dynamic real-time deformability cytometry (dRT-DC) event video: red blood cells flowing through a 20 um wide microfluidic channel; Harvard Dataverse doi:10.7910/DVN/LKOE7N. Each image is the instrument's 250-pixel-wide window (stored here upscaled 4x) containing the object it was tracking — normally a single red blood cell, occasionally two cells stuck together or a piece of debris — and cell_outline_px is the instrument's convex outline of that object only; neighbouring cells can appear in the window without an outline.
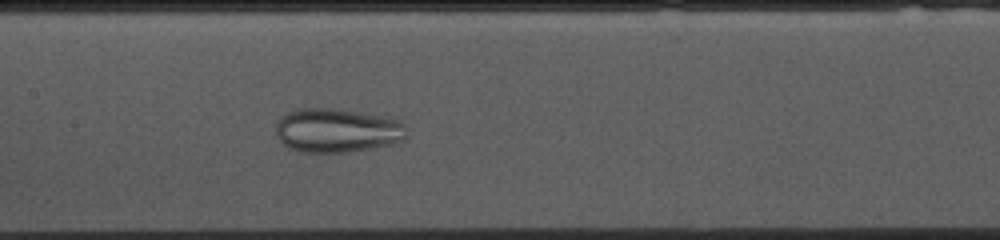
{"species": "common noctule bat (a hibernating species)", "species_latin": "Nyctalus noctula", "temperature_condition": "cold", "stored_images_in_passage": 53, "camera_frame_rate_fps": 3000, "um_per_image_px": 0.085, "animal": {"sex": "female", "body_mass_g": 10.0, "forearm_length_mm": 53.1}, "frame": {"image": 1, "passage_image": 24, "time_ms": 7.667, "image_size_px": [1000, 240], "cell_outline_px": [[408, 128], [404, 140], [392, 144], [372, 148], [348, 152], [300, 152], [288, 148], [276, 136], [276, 124], [288, 112], [300, 108], [332, 108], [388, 116], [400, 120]], "centroid_in_image_um": [28.69, 11.09], "position_along_channel_um": 178.7, "area_um2": 33.87}}
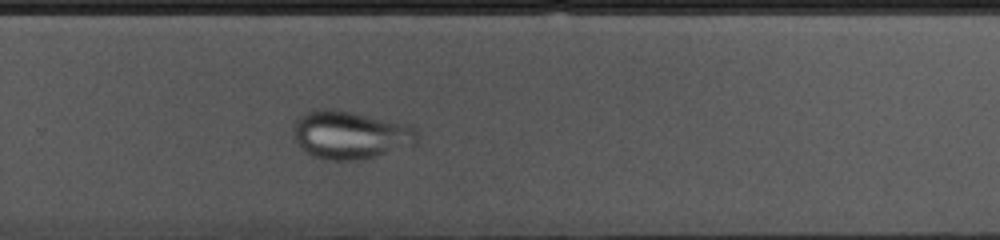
{"frame": {"image": 2, "passage_image": 34, "time_ms": 11.0, "image_size_px": [1000, 240], "cell_outline_px": [[420, 144], [356, 160], [332, 160], [316, 156], [300, 148], [292, 136], [292, 132], [296, 120], [304, 112], [312, 108], [332, 108], [352, 112], [408, 124], [416, 128], [420, 132]], "centroid_in_image_um": [29.8, 11.44], "position_along_channel_um": 300.0, "area_um2": 35.08}}
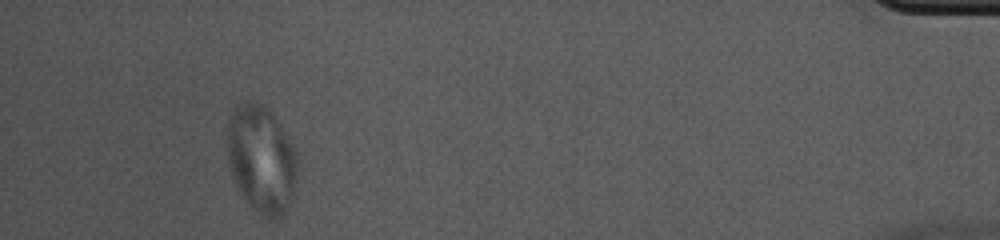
{"frame": {"image": 3, "passage_image": 49, "time_ms": 16.0, "image_size_px": [1000, 240], "cell_outline_px": [[300, 168], [292, 204], [280, 216], [268, 220], [252, 208], [248, 204], [240, 192], [232, 176], [228, 164], [228, 124], [232, 112], [240, 104], [252, 100], [256, 100], [264, 104], [272, 112], [280, 124], [296, 152]], "centroid_in_image_um": [22.27, 13.56], "position_along_channel_um": 412.9, "area_um2": 44.62}}